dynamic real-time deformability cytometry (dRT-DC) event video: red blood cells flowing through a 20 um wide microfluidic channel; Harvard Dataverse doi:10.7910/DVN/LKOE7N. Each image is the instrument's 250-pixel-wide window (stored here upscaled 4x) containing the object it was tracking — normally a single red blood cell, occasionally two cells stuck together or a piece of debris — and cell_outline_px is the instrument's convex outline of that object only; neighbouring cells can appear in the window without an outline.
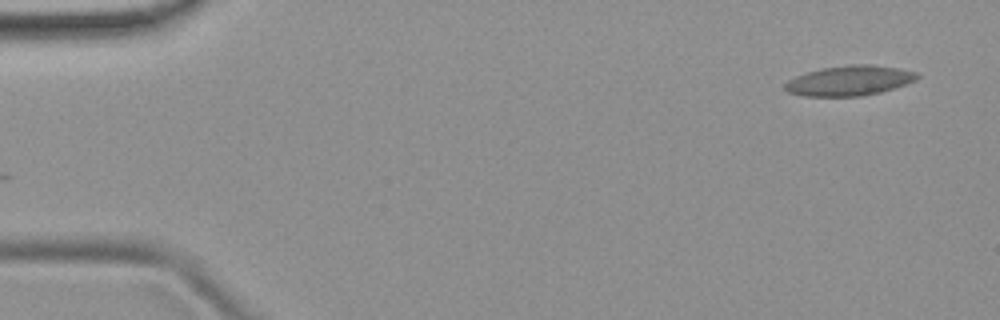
{"species": "common noctule bat (a hibernating species)", "species_latin": "Nyctalus noctula", "temperature_condition": "room temperature", "stored_images_in_passage": 51, "camera_frame_rate_fps": 3000, "um_per_image_px": 0.085, "animal": {"sex": "female", "body_mass_g": 19.9}, "frame": {"image": 1, "passage_image": 1, "time_ms": 0.0, "image_size_px": [1000, 320], "cell_outline_px": [[920, 76], [916, 80], [880, 92], [860, 96], [804, 96], [788, 92], [784, 88], [784, 84], [788, 80], [796, 76], [820, 68], [852, 64], [868, 64], [896, 68], [916, 72]], "centroid_in_image_um": [72.17, 6.85], "position_along_channel_um": 12.8, "area_um2": 22.89}}
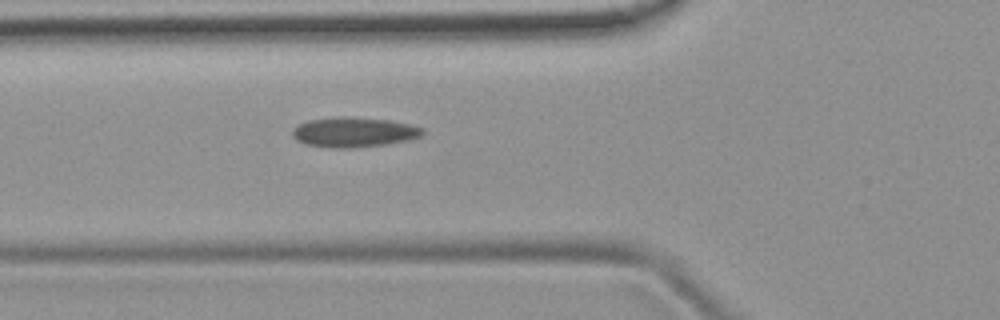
{"frame": {"image": 2, "passage_image": 17, "time_ms": 5.333, "image_size_px": [1000, 320], "cell_outline_px": [[424, 132], [420, 136], [408, 140], [384, 144], [356, 148], [328, 148], [304, 144], [296, 140], [292, 136], [292, 128], [308, 120], [388, 120], [412, 124], [424, 128]], "centroid_in_image_um": [30.09, 11.3], "position_along_channel_um": 95.7, "area_um2": 21.68}}
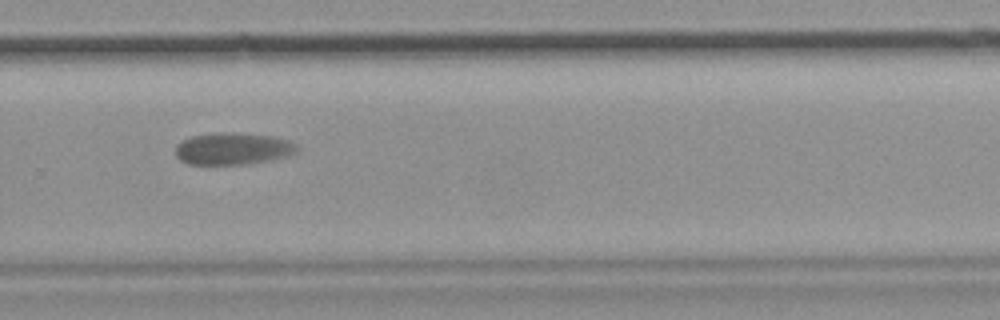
{"frame": {"image": 3, "passage_image": 34, "time_ms": 11.0, "image_size_px": [1000, 320], "cell_outline_px": [[300, 148], [296, 152], [288, 156], [272, 160], [244, 164], [188, 164], [180, 160], [176, 156], [176, 144], [192, 136], [220, 132], [236, 132], [272, 136], [288, 140], [296, 144]], "centroid_in_image_um": [19.82, 12.63], "position_along_channel_um": 310.0, "area_um2": 22.77}, "authors_computed_cell_mechanics": {"area_um2": 22.831, "velocity_mm_per_s": 3.7905, "shape_relaxation_time_tau1_ms": 4.6915, "shape_relaxation_time_tau2_ms": null, "deformation_change_tau1": 0.0825, "deformation_change_tau2": null}}